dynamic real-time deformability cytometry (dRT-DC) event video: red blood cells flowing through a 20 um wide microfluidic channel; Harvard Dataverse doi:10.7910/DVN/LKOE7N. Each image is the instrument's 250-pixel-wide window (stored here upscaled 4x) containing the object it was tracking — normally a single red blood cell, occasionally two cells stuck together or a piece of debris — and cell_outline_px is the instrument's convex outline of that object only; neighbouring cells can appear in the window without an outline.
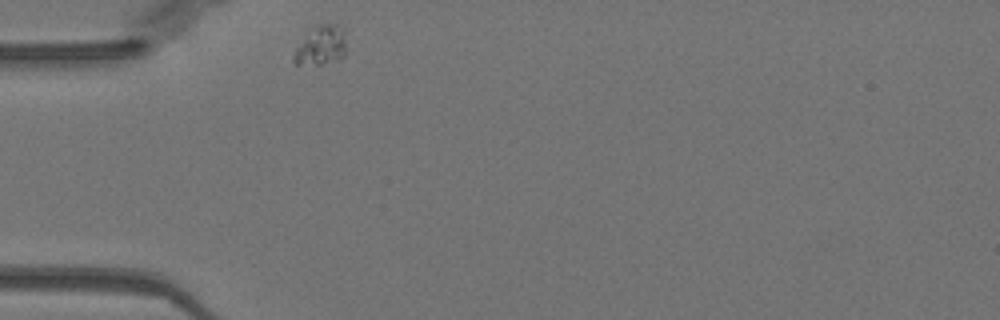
{"species": "Egyptian fruit bat (a non-hibernating species)", "species_latin": "Rousettus aegyptiacus", "temperature_condition": "warm", "stored_images_in_passage": 20, "camera_frame_rate_fps": 3000, "um_per_image_px": 0.085, "animal": {"sex": "female"}, "frame": {"image": 1, "passage_image": 1, "time_ms": 0.0, "image_size_px": [1000, 320], "cell_outline_px": [[344, 56], [340, 60], [320, 64], [292, 64], [292, 56], [296, 48], [312, 28], [316, 24], [336, 24], [344, 28]], "centroid_in_image_um": [27.27, 3.87], "position_along_channel_um": 57.7, "area_um2": 11.96}}
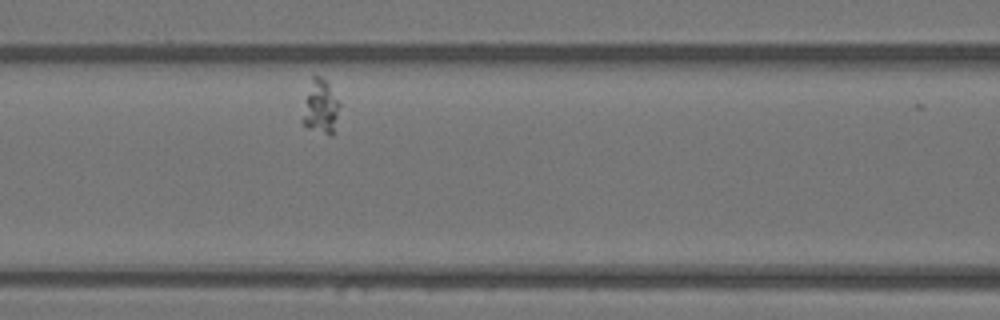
{"frame": {"image": 2, "passage_image": 9, "time_ms": 2.667, "image_size_px": [1000, 320], "cell_outline_px": [[340, 104], [332, 136], [328, 136], [308, 128], [300, 120], [312, 76], [316, 72], [328, 84]], "centroid_in_image_um": [27.23, 9.11], "position_along_channel_um": 139.4, "area_um2": 11.56}}
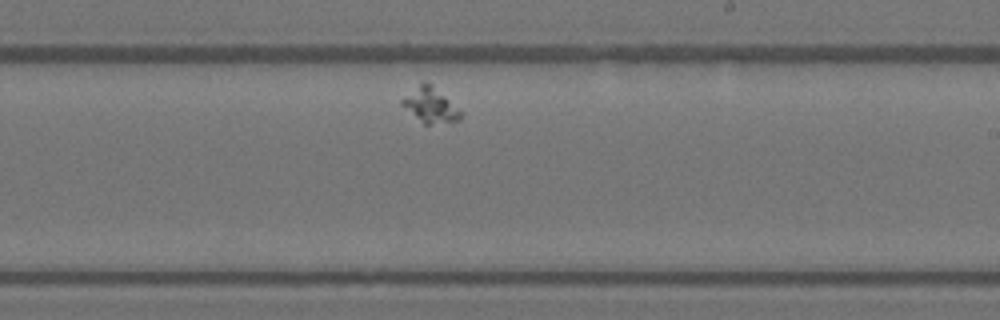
{"frame": {"image": 3, "passage_image": 19, "time_ms": 6.0, "image_size_px": [1000, 320], "cell_outline_px": [[464, 116], [460, 120], [428, 124], [424, 124], [400, 104], [400, 100], [420, 84], [432, 84], [464, 112]], "centroid_in_image_um": [36.64, 8.96], "position_along_channel_um": 252.4, "area_um2": 11.73}}